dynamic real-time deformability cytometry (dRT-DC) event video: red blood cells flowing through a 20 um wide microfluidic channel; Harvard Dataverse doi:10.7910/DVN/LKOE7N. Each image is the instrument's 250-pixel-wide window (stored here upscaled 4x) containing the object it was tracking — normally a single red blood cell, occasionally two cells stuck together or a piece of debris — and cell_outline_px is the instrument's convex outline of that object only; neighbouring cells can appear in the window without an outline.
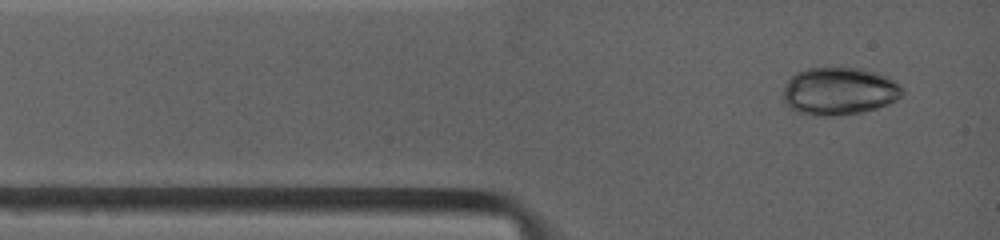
{"species": "common noctule bat (a hibernating species)", "species_latin": "Nyctalus noctula", "temperature_condition": "warm", "stored_images_in_passage": 3, "camera_frame_rate_fps": 4500, "um_per_image_px": 0.085, "animal": {"sex": "female", "body_mass_g": 19.0, "forearm_length_mm": 53.3}, "frame": {"image": 1, "passage_image": 1, "time_ms": 0.0, "image_size_px": [1000, 240], "cell_outline_px": [[904, 92], [896, 100], [876, 108], [860, 112], [832, 116], [800, 112], [792, 108], [784, 100], [784, 88], [788, 80], [796, 72], [808, 68], [860, 68], [880, 76], [896, 84]], "centroid_in_image_um": [71.28, 7.75], "position_along_channel_um": 13.7, "area_um2": 31.91}}